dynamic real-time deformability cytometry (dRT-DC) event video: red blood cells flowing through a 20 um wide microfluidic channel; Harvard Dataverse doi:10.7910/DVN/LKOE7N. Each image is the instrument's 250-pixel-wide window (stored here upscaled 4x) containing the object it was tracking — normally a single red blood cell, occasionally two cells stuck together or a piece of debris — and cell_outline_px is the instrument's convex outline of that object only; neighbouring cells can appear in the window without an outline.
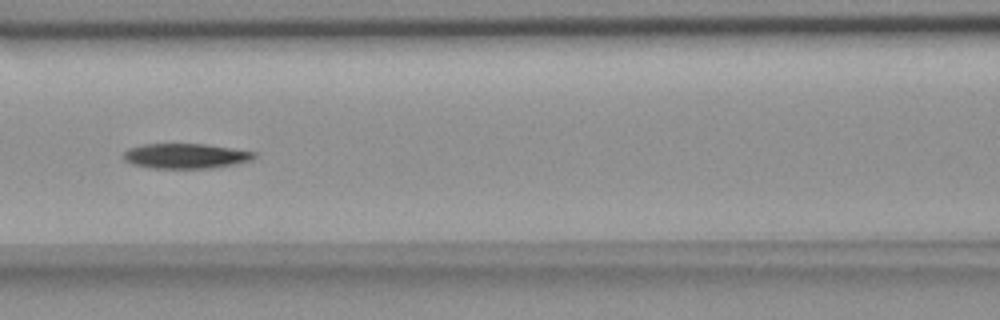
{"species": "common noctule bat (a hibernating species)", "species_latin": "Nyctalus noctula", "temperature_condition": "room temperature", "stored_images_in_passage": 7, "camera_frame_rate_fps": 3000, "um_per_image_px": 0.085, "animal": {"sex": "female", "body_mass_g": 18.4}, "frame": {"image": 1, "passage_image": 7, "time_ms": 7.0, "image_size_px": [1000, 320], "cell_outline_px": [[256, 156], [252, 160], [240, 164], [212, 168], [148, 168], [132, 164], [124, 160], [120, 156], [128, 148], [144, 144], [204, 144], [256, 152]], "centroid_in_image_um": [15.77, 13.27], "position_along_channel_um": 150.8, "area_um2": 19.31}}